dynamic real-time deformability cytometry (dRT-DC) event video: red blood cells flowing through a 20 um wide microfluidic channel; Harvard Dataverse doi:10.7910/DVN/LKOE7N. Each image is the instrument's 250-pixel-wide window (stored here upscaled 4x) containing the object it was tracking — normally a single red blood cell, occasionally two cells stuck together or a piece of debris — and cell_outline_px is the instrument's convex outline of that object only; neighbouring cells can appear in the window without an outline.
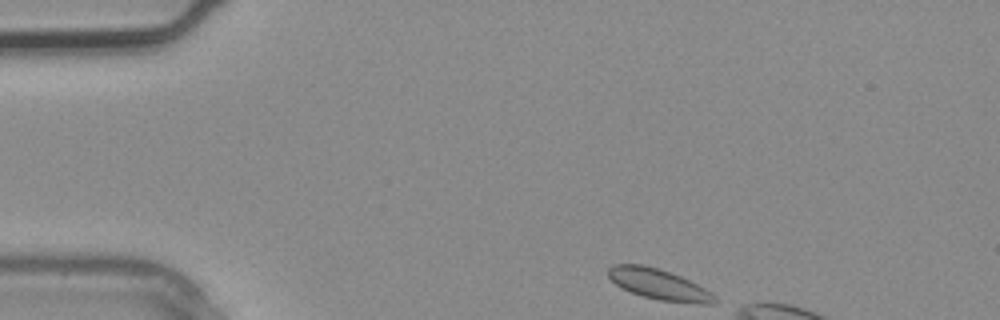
{"species": "common noctule bat (a hibernating species)", "species_latin": "Nyctalus noctula", "temperature_condition": "warm", "stored_images_in_passage": 4, "camera_frame_rate_fps": 3000, "um_per_image_px": 0.085, "animal": {"sex": "male", "body_mass_g": 20.4}, "frame": {"image": 1, "passage_image": 1, "time_ms": 0.0, "image_size_px": [1000, 320], "cell_outline_px": [[716, 300], [712, 304], [696, 304], [660, 300], [644, 296], [632, 292], [616, 284], [608, 276], [608, 268], [612, 264], [644, 264], [680, 276], [704, 288]], "centroid_in_image_um": [55.96, 24.16], "position_along_channel_um": 29.0, "area_um2": 18.5}}